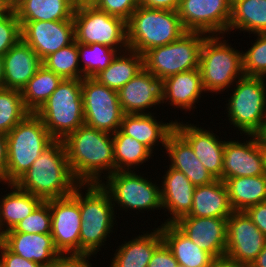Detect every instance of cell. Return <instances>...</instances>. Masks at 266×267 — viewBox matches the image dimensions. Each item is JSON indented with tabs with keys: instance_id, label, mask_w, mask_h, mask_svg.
<instances>
[{
	"instance_id": "obj_5",
	"label": "cell",
	"mask_w": 266,
	"mask_h": 267,
	"mask_svg": "<svg viewBox=\"0 0 266 267\" xmlns=\"http://www.w3.org/2000/svg\"><path fill=\"white\" fill-rule=\"evenodd\" d=\"M186 32L177 11L172 10L140 5L127 21L128 47L141 55L178 40Z\"/></svg>"
},
{
	"instance_id": "obj_20",
	"label": "cell",
	"mask_w": 266,
	"mask_h": 267,
	"mask_svg": "<svg viewBox=\"0 0 266 267\" xmlns=\"http://www.w3.org/2000/svg\"><path fill=\"white\" fill-rule=\"evenodd\" d=\"M174 224L198 247L214 258L226 255L227 219L183 216Z\"/></svg>"
},
{
	"instance_id": "obj_13",
	"label": "cell",
	"mask_w": 266,
	"mask_h": 267,
	"mask_svg": "<svg viewBox=\"0 0 266 267\" xmlns=\"http://www.w3.org/2000/svg\"><path fill=\"white\" fill-rule=\"evenodd\" d=\"M231 6L232 0H180L177 13L186 31L225 35Z\"/></svg>"
},
{
	"instance_id": "obj_19",
	"label": "cell",
	"mask_w": 266,
	"mask_h": 267,
	"mask_svg": "<svg viewBox=\"0 0 266 267\" xmlns=\"http://www.w3.org/2000/svg\"><path fill=\"white\" fill-rule=\"evenodd\" d=\"M175 119L174 129L190 144L196 157L207 171L218 180H222V167L225 140L214 133V130L199 125L180 122ZM198 126V127H197ZM220 138V139H219Z\"/></svg>"
},
{
	"instance_id": "obj_2",
	"label": "cell",
	"mask_w": 266,
	"mask_h": 267,
	"mask_svg": "<svg viewBox=\"0 0 266 267\" xmlns=\"http://www.w3.org/2000/svg\"><path fill=\"white\" fill-rule=\"evenodd\" d=\"M42 201L72 194L80 185L69 166L63 140H53L15 183Z\"/></svg>"
},
{
	"instance_id": "obj_38",
	"label": "cell",
	"mask_w": 266,
	"mask_h": 267,
	"mask_svg": "<svg viewBox=\"0 0 266 267\" xmlns=\"http://www.w3.org/2000/svg\"><path fill=\"white\" fill-rule=\"evenodd\" d=\"M43 66L62 79H82L78 43L74 40L68 46L48 55L43 60Z\"/></svg>"
},
{
	"instance_id": "obj_46",
	"label": "cell",
	"mask_w": 266,
	"mask_h": 267,
	"mask_svg": "<svg viewBox=\"0 0 266 267\" xmlns=\"http://www.w3.org/2000/svg\"><path fill=\"white\" fill-rule=\"evenodd\" d=\"M173 253L163 242L153 253L147 267H178Z\"/></svg>"
},
{
	"instance_id": "obj_43",
	"label": "cell",
	"mask_w": 266,
	"mask_h": 267,
	"mask_svg": "<svg viewBox=\"0 0 266 267\" xmlns=\"http://www.w3.org/2000/svg\"><path fill=\"white\" fill-rule=\"evenodd\" d=\"M139 0H99L95 7L126 22L139 7Z\"/></svg>"
},
{
	"instance_id": "obj_8",
	"label": "cell",
	"mask_w": 266,
	"mask_h": 267,
	"mask_svg": "<svg viewBox=\"0 0 266 267\" xmlns=\"http://www.w3.org/2000/svg\"><path fill=\"white\" fill-rule=\"evenodd\" d=\"M55 140H64L84 125L81 79H63L35 112Z\"/></svg>"
},
{
	"instance_id": "obj_34",
	"label": "cell",
	"mask_w": 266,
	"mask_h": 267,
	"mask_svg": "<svg viewBox=\"0 0 266 267\" xmlns=\"http://www.w3.org/2000/svg\"><path fill=\"white\" fill-rule=\"evenodd\" d=\"M73 0H26L16 10L19 22L73 19Z\"/></svg>"
},
{
	"instance_id": "obj_36",
	"label": "cell",
	"mask_w": 266,
	"mask_h": 267,
	"mask_svg": "<svg viewBox=\"0 0 266 267\" xmlns=\"http://www.w3.org/2000/svg\"><path fill=\"white\" fill-rule=\"evenodd\" d=\"M63 79L43 65L21 90L25 107L35 113Z\"/></svg>"
},
{
	"instance_id": "obj_39",
	"label": "cell",
	"mask_w": 266,
	"mask_h": 267,
	"mask_svg": "<svg viewBox=\"0 0 266 267\" xmlns=\"http://www.w3.org/2000/svg\"><path fill=\"white\" fill-rule=\"evenodd\" d=\"M29 113L21 91L0 89V133L7 135Z\"/></svg>"
},
{
	"instance_id": "obj_24",
	"label": "cell",
	"mask_w": 266,
	"mask_h": 267,
	"mask_svg": "<svg viewBox=\"0 0 266 267\" xmlns=\"http://www.w3.org/2000/svg\"><path fill=\"white\" fill-rule=\"evenodd\" d=\"M4 88L21 91L43 65L42 59L22 39L3 56Z\"/></svg>"
},
{
	"instance_id": "obj_54",
	"label": "cell",
	"mask_w": 266,
	"mask_h": 267,
	"mask_svg": "<svg viewBox=\"0 0 266 267\" xmlns=\"http://www.w3.org/2000/svg\"><path fill=\"white\" fill-rule=\"evenodd\" d=\"M99 0H73L75 7L95 6Z\"/></svg>"
},
{
	"instance_id": "obj_49",
	"label": "cell",
	"mask_w": 266,
	"mask_h": 267,
	"mask_svg": "<svg viewBox=\"0 0 266 267\" xmlns=\"http://www.w3.org/2000/svg\"><path fill=\"white\" fill-rule=\"evenodd\" d=\"M180 0H139V5L159 10L177 11Z\"/></svg>"
},
{
	"instance_id": "obj_21",
	"label": "cell",
	"mask_w": 266,
	"mask_h": 267,
	"mask_svg": "<svg viewBox=\"0 0 266 267\" xmlns=\"http://www.w3.org/2000/svg\"><path fill=\"white\" fill-rule=\"evenodd\" d=\"M165 167L167 170L161 178L160 190L163 213L168 211V215H170L164 221V224H168L175 223L179 218L190 213L195 186L183 172L170 166Z\"/></svg>"
},
{
	"instance_id": "obj_7",
	"label": "cell",
	"mask_w": 266,
	"mask_h": 267,
	"mask_svg": "<svg viewBox=\"0 0 266 267\" xmlns=\"http://www.w3.org/2000/svg\"><path fill=\"white\" fill-rule=\"evenodd\" d=\"M54 140L41 118L30 112L7 134V184H14Z\"/></svg>"
},
{
	"instance_id": "obj_32",
	"label": "cell",
	"mask_w": 266,
	"mask_h": 267,
	"mask_svg": "<svg viewBox=\"0 0 266 267\" xmlns=\"http://www.w3.org/2000/svg\"><path fill=\"white\" fill-rule=\"evenodd\" d=\"M223 182L233 211H245L250 206L266 201V175L233 177Z\"/></svg>"
},
{
	"instance_id": "obj_31",
	"label": "cell",
	"mask_w": 266,
	"mask_h": 267,
	"mask_svg": "<svg viewBox=\"0 0 266 267\" xmlns=\"http://www.w3.org/2000/svg\"><path fill=\"white\" fill-rule=\"evenodd\" d=\"M144 68V57L140 53L127 49L119 52L112 62L94 79L100 84L119 91L129 80Z\"/></svg>"
},
{
	"instance_id": "obj_10",
	"label": "cell",
	"mask_w": 266,
	"mask_h": 267,
	"mask_svg": "<svg viewBox=\"0 0 266 267\" xmlns=\"http://www.w3.org/2000/svg\"><path fill=\"white\" fill-rule=\"evenodd\" d=\"M207 36L187 31L172 43L149 49L143 54L144 68L162 79L199 68L201 47Z\"/></svg>"
},
{
	"instance_id": "obj_28",
	"label": "cell",
	"mask_w": 266,
	"mask_h": 267,
	"mask_svg": "<svg viewBox=\"0 0 266 267\" xmlns=\"http://www.w3.org/2000/svg\"><path fill=\"white\" fill-rule=\"evenodd\" d=\"M233 212L225 183L216 179L195 187L191 211L185 216L228 219Z\"/></svg>"
},
{
	"instance_id": "obj_50",
	"label": "cell",
	"mask_w": 266,
	"mask_h": 267,
	"mask_svg": "<svg viewBox=\"0 0 266 267\" xmlns=\"http://www.w3.org/2000/svg\"><path fill=\"white\" fill-rule=\"evenodd\" d=\"M209 267H247V266L241 265L229 259L227 256H224L221 258H215Z\"/></svg>"
},
{
	"instance_id": "obj_33",
	"label": "cell",
	"mask_w": 266,
	"mask_h": 267,
	"mask_svg": "<svg viewBox=\"0 0 266 267\" xmlns=\"http://www.w3.org/2000/svg\"><path fill=\"white\" fill-rule=\"evenodd\" d=\"M234 29L249 35L266 33V0H232L227 34Z\"/></svg>"
},
{
	"instance_id": "obj_22",
	"label": "cell",
	"mask_w": 266,
	"mask_h": 267,
	"mask_svg": "<svg viewBox=\"0 0 266 267\" xmlns=\"http://www.w3.org/2000/svg\"><path fill=\"white\" fill-rule=\"evenodd\" d=\"M0 241L13 253L49 267L60 254L51 234L22 233L13 229L0 237Z\"/></svg>"
},
{
	"instance_id": "obj_23",
	"label": "cell",
	"mask_w": 266,
	"mask_h": 267,
	"mask_svg": "<svg viewBox=\"0 0 266 267\" xmlns=\"http://www.w3.org/2000/svg\"><path fill=\"white\" fill-rule=\"evenodd\" d=\"M156 113L124 114L120 130L145 145L153 154L156 146L165 149L168 135L174 130L175 121L163 122L156 119Z\"/></svg>"
},
{
	"instance_id": "obj_16",
	"label": "cell",
	"mask_w": 266,
	"mask_h": 267,
	"mask_svg": "<svg viewBox=\"0 0 266 267\" xmlns=\"http://www.w3.org/2000/svg\"><path fill=\"white\" fill-rule=\"evenodd\" d=\"M118 98L124 114H151V108L162 105L164 79L143 68L118 91Z\"/></svg>"
},
{
	"instance_id": "obj_47",
	"label": "cell",
	"mask_w": 266,
	"mask_h": 267,
	"mask_svg": "<svg viewBox=\"0 0 266 267\" xmlns=\"http://www.w3.org/2000/svg\"><path fill=\"white\" fill-rule=\"evenodd\" d=\"M244 212L266 237V201L250 206Z\"/></svg>"
},
{
	"instance_id": "obj_9",
	"label": "cell",
	"mask_w": 266,
	"mask_h": 267,
	"mask_svg": "<svg viewBox=\"0 0 266 267\" xmlns=\"http://www.w3.org/2000/svg\"><path fill=\"white\" fill-rule=\"evenodd\" d=\"M136 171H115L102 181L101 186L110 194L115 209L127 212L162 209L160 184L153 178ZM140 173V174H139ZM149 179V180H148ZM153 182V183H152ZM117 204V206H116ZM118 207V208H117ZM142 211V212H141Z\"/></svg>"
},
{
	"instance_id": "obj_27",
	"label": "cell",
	"mask_w": 266,
	"mask_h": 267,
	"mask_svg": "<svg viewBox=\"0 0 266 267\" xmlns=\"http://www.w3.org/2000/svg\"><path fill=\"white\" fill-rule=\"evenodd\" d=\"M144 232L131 237L130 241L123 240L112 260L110 258L109 267H147L154 251L163 243V237L159 226Z\"/></svg>"
},
{
	"instance_id": "obj_37",
	"label": "cell",
	"mask_w": 266,
	"mask_h": 267,
	"mask_svg": "<svg viewBox=\"0 0 266 267\" xmlns=\"http://www.w3.org/2000/svg\"><path fill=\"white\" fill-rule=\"evenodd\" d=\"M118 53V50L106 45L98 43L90 45L78 43L82 79L94 78L112 62Z\"/></svg>"
},
{
	"instance_id": "obj_35",
	"label": "cell",
	"mask_w": 266,
	"mask_h": 267,
	"mask_svg": "<svg viewBox=\"0 0 266 267\" xmlns=\"http://www.w3.org/2000/svg\"><path fill=\"white\" fill-rule=\"evenodd\" d=\"M114 145V172L135 171L140 165L153 159V153L136 139L124 134L120 129L112 134Z\"/></svg>"
},
{
	"instance_id": "obj_53",
	"label": "cell",
	"mask_w": 266,
	"mask_h": 267,
	"mask_svg": "<svg viewBox=\"0 0 266 267\" xmlns=\"http://www.w3.org/2000/svg\"><path fill=\"white\" fill-rule=\"evenodd\" d=\"M260 146H266V121L263 123L261 130L256 134Z\"/></svg>"
},
{
	"instance_id": "obj_30",
	"label": "cell",
	"mask_w": 266,
	"mask_h": 267,
	"mask_svg": "<svg viewBox=\"0 0 266 267\" xmlns=\"http://www.w3.org/2000/svg\"><path fill=\"white\" fill-rule=\"evenodd\" d=\"M10 191L0 195V237L14 229L28 217L42 200L29 192L19 189L15 184H6Z\"/></svg>"
},
{
	"instance_id": "obj_18",
	"label": "cell",
	"mask_w": 266,
	"mask_h": 267,
	"mask_svg": "<svg viewBox=\"0 0 266 267\" xmlns=\"http://www.w3.org/2000/svg\"><path fill=\"white\" fill-rule=\"evenodd\" d=\"M246 136L247 138L243 141L236 140V138L232 141L231 138L225 142L222 181L233 177L266 175L258 137L256 135Z\"/></svg>"
},
{
	"instance_id": "obj_17",
	"label": "cell",
	"mask_w": 266,
	"mask_h": 267,
	"mask_svg": "<svg viewBox=\"0 0 266 267\" xmlns=\"http://www.w3.org/2000/svg\"><path fill=\"white\" fill-rule=\"evenodd\" d=\"M21 23V38L43 60L75 40L73 19Z\"/></svg>"
},
{
	"instance_id": "obj_15",
	"label": "cell",
	"mask_w": 266,
	"mask_h": 267,
	"mask_svg": "<svg viewBox=\"0 0 266 267\" xmlns=\"http://www.w3.org/2000/svg\"><path fill=\"white\" fill-rule=\"evenodd\" d=\"M266 244V237L244 211H234L227 219L226 255L249 267Z\"/></svg>"
},
{
	"instance_id": "obj_56",
	"label": "cell",
	"mask_w": 266,
	"mask_h": 267,
	"mask_svg": "<svg viewBox=\"0 0 266 267\" xmlns=\"http://www.w3.org/2000/svg\"><path fill=\"white\" fill-rule=\"evenodd\" d=\"M261 150H262V154H263V158H264V170L266 173V146H261Z\"/></svg>"
},
{
	"instance_id": "obj_26",
	"label": "cell",
	"mask_w": 266,
	"mask_h": 267,
	"mask_svg": "<svg viewBox=\"0 0 266 267\" xmlns=\"http://www.w3.org/2000/svg\"><path fill=\"white\" fill-rule=\"evenodd\" d=\"M165 150L168 162L170 160L169 166L183 172L195 187L216 180L196 157L190 144L175 129L167 137Z\"/></svg>"
},
{
	"instance_id": "obj_12",
	"label": "cell",
	"mask_w": 266,
	"mask_h": 267,
	"mask_svg": "<svg viewBox=\"0 0 266 267\" xmlns=\"http://www.w3.org/2000/svg\"><path fill=\"white\" fill-rule=\"evenodd\" d=\"M81 91L85 125L111 134L118 131L124 115L118 91L94 78L81 79Z\"/></svg>"
},
{
	"instance_id": "obj_3",
	"label": "cell",
	"mask_w": 266,
	"mask_h": 267,
	"mask_svg": "<svg viewBox=\"0 0 266 267\" xmlns=\"http://www.w3.org/2000/svg\"><path fill=\"white\" fill-rule=\"evenodd\" d=\"M79 210L82 221L80 253L97 255L102 246L105 248L107 237L116 226L117 216L111 196L101 184H80Z\"/></svg>"
},
{
	"instance_id": "obj_42",
	"label": "cell",
	"mask_w": 266,
	"mask_h": 267,
	"mask_svg": "<svg viewBox=\"0 0 266 267\" xmlns=\"http://www.w3.org/2000/svg\"><path fill=\"white\" fill-rule=\"evenodd\" d=\"M21 23L15 11L0 12V56L21 40Z\"/></svg>"
},
{
	"instance_id": "obj_25",
	"label": "cell",
	"mask_w": 266,
	"mask_h": 267,
	"mask_svg": "<svg viewBox=\"0 0 266 267\" xmlns=\"http://www.w3.org/2000/svg\"><path fill=\"white\" fill-rule=\"evenodd\" d=\"M206 93L201 78L199 68L191 71L181 72L164 79V99L163 104H167L177 110L193 111Z\"/></svg>"
},
{
	"instance_id": "obj_52",
	"label": "cell",
	"mask_w": 266,
	"mask_h": 267,
	"mask_svg": "<svg viewBox=\"0 0 266 267\" xmlns=\"http://www.w3.org/2000/svg\"><path fill=\"white\" fill-rule=\"evenodd\" d=\"M249 267H266V244L257 258L250 264Z\"/></svg>"
},
{
	"instance_id": "obj_40",
	"label": "cell",
	"mask_w": 266,
	"mask_h": 267,
	"mask_svg": "<svg viewBox=\"0 0 266 267\" xmlns=\"http://www.w3.org/2000/svg\"><path fill=\"white\" fill-rule=\"evenodd\" d=\"M247 51H242L243 71L245 76L266 78V33L254 34Z\"/></svg>"
},
{
	"instance_id": "obj_55",
	"label": "cell",
	"mask_w": 266,
	"mask_h": 267,
	"mask_svg": "<svg viewBox=\"0 0 266 267\" xmlns=\"http://www.w3.org/2000/svg\"><path fill=\"white\" fill-rule=\"evenodd\" d=\"M4 88V61L3 56H0V89Z\"/></svg>"
},
{
	"instance_id": "obj_29",
	"label": "cell",
	"mask_w": 266,
	"mask_h": 267,
	"mask_svg": "<svg viewBox=\"0 0 266 267\" xmlns=\"http://www.w3.org/2000/svg\"><path fill=\"white\" fill-rule=\"evenodd\" d=\"M163 242L173 253L179 265L184 267H209L215 259L210 253L198 247L174 223L161 222Z\"/></svg>"
},
{
	"instance_id": "obj_44",
	"label": "cell",
	"mask_w": 266,
	"mask_h": 267,
	"mask_svg": "<svg viewBox=\"0 0 266 267\" xmlns=\"http://www.w3.org/2000/svg\"><path fill=\"white\" fill-rule=\"evenodd\" d=\"M94 254L89 253H66L59 254L49 267H92L91 257Z\"/></svg>"
},
{
	"instance_id": "obj_57",
	"label": "cell",
	"mask_w": 266,
	"mask_h": 267,
	"mask_svg": "<svg viewBox=\"0 0 266 267\" xmlns=\"http://www.w3.org/2000/svg\"><path fill=\"white\" fill-rule=\"evenodd\" d=\"M3 9L1 8V0H0V12L2 11Z\"/></svg>"
},
{
	"instance_id": "obj_11",
	"label": "cell",
	"mask_w": 266,
	"mask_h": 267,
	"mask_svg": "<svg viewBox=\"0 0 266 267\" xmlns=\"http://www.w3.org/2000/svg\"><path fill=\"white\" fill-rule=\"evenodd\" d=\"M75 41L82 44L98 43L119 52L127 49V22L95 6L75 7L73 14Z\"/></svg>"
},
{
	"instance_id": "obj_4",
	"label": "cell",
	"mask_w": 266,
	"mask_h": 267,
	"mask_svg": "<svg viewBox=\"0 0 266 267\" xmlns=\"http://www.w3.org/2000/svg\"><path fill=\"white\" fill-rule=\"evenodd\" d=\"M224 38V35H208L201 47L199 70L206 93L228 92L244 76L243 50L232 47Z\"/></svg>"
},
{
	"instance_id": "obj_14",
	"label": "cell",
	"mask_w": 266,
	"mask_h": 267,
	"mask_svg": "<svg viewBox=\"0 0 266 267\" xmlns=\"http://www.w3.org/2000/svg\"><path fill=\"white\" fill-rule=\"evenodd\" d=\"M51 235L60 254L80 253L79 186L72 194L49 200Z\"/></svg>"
},
{
	"instance_id": "obj_1",
	"label": "cell",
	"mask_w": 266,
	"mask_h": 267,
	"mask_svg": "<svg viewBox=\"0 0 266 267\" xmlns=\"http://www.w3.org/2000/svg\"><path fill=\"white\" fill-rule=\"evenodd\" d=\"M63 141L70 169L80 184H101L114 173L111 133L84 124Z\"/></svg>"
},
{
	"instance_id": "obj_6",
	"label": "cell",
	"mask_w": 266,
	"mask_h": 267,
	"mask_svg": "<svg viewBox=\"0 0 266 267\" xmlns=\"http://www.w3.org/2000/svg\"><path fill=\"white\" fill-rule=\"evenodd\" d=\"M266 78L243 76L231 87L225 104L226 117L235 130L244 135H256L266 121Z\"/></svg>"
},
{
	"instance_id": "obj_41",
	"label": "cell",
	"mask_w": 266,
	"mask_h": 267,
	"mask_svg": "<svg viewBox=\"0 0 266 267\" xmlns=\"http://www.w3.org/2000/svg\"><path fill=\"white\" fill-rule=\"evenodd\" d=\"M15 232L51 234L49 200L42 201L36 209L13 229Z\"/></svg>"
},
{
	"instance_id": "obj_51",
	"label": "cell",
	"mask_w": 266,
	"mask_h": 267,
	"mask_svg": "<svg viewBox=\"0 0 266 267\" xmlns=\"http://www.w3.org/2000/svg\"><path fill=\"white\" fill-rule=\"evenodd\" d=\"M26 0H1V8L7 11H15Z\"/></svg>"
},
{
	"instance_id": "obj_45",
	"label": "cell",
	"mask_w": 266,
	"mask_h": 267,
	"mask_svg": "<svg viewBox=\"0 0 266 267\" xmlns=\"http://www.w3.org/2000/svg\"><path fill=\"white\" fill-rule=\"evenodd\" d=\"M0 267H44L36 262L26 260L21 256L11 252L0 241Z\"/></svg>"
},
{
	"instance_id": "obj_48",
	"label": "cell",
	"mask_w": 266,
	"mask_h": 267,
	"mask_svg": "<svg viewBox=\"0 0 266 267\" xmlns=\"http://www.w3.org/2000/svg\"><path fill=\"white\" fill-rule=\"evenodd\" d=\"M7 135L0 133V183L7 184Z\"/></svg>"
}]
</instances>
